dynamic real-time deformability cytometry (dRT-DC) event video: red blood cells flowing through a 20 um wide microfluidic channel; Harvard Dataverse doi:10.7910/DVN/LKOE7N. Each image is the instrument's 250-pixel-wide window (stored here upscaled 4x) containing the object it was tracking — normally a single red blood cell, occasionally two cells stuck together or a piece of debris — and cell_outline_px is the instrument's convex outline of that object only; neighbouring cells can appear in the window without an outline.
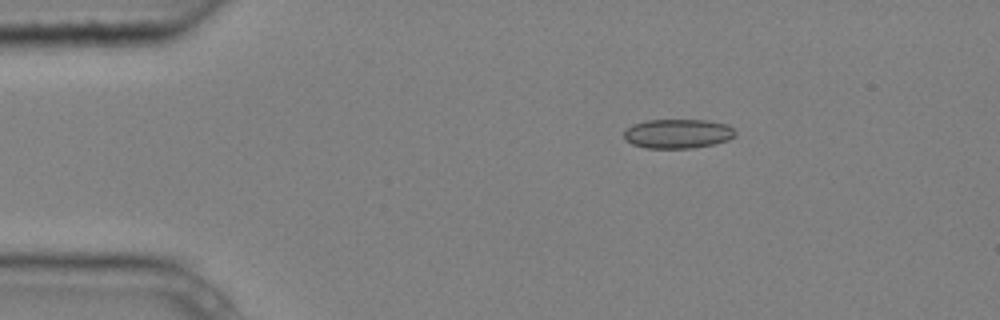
{"species": "common noctule bat (a hibernating species)", "species_latin": "Nyctalus noctula", "temperature_condition": "cold", "stored_images_in_passage": 7, "camera_frame_rate_fps": 3000, "um_per_image_px": 0.085, "animal": {"sex": "male", "body_mass_g": 20.4}, "frame": {"image": 1, "passage_image": 2, "time_ms": 0.333, "image_size_px": [1000, 320], "cell_outline_px": [[736, 136], [728, 140], [712, 144], [692, 148], [644, 148], [632, 144], [624, 140], [624, 132], [632, 124], [648, 120], [708, 120], [728, 124], [736, 132]], "centroid_in_image_um": [57.61, 11.36], "position_along_channel_um": 27.4, "area_um2": 19.13}}
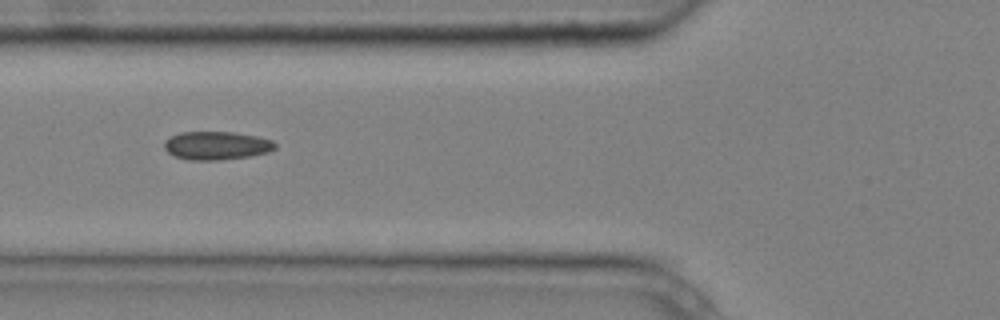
{"frame": {"image": 2, "passage_image": 5, "time_ms": 1.333, "image_size_px": [1000, 320], "cell_outline_px": [[276, 148], [268, 152], [252, 156], [220, 160], [188, 160], [176, 156], [168, 152], [164, 148], [164, 140], [180, 132], [232, 132], [256, 136], [272, 140], [276, 144]], "centroid_in_image_um": [18.41, 12.38], "position_along_channel_um": 107.4, "area_um2": 18.32}}
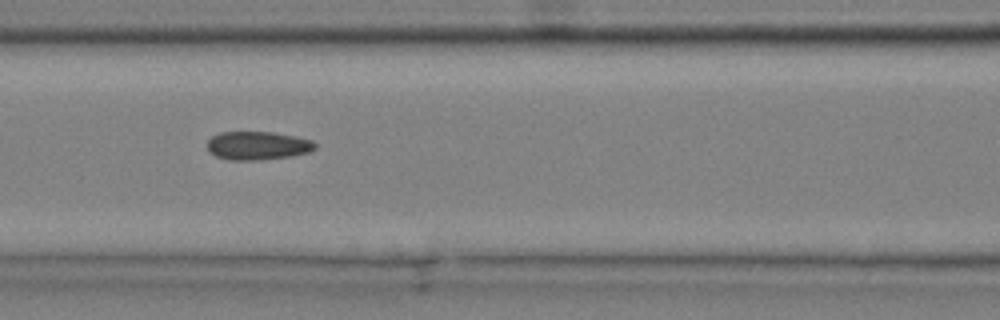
{"frame": {"image": 3, "passage_image": 6, "time_ms": 1.667, "image_size_px": [1000, 320], "cell_outline_px": [[316, 148], [308, 152], [292, 156], [260, 160], [228, 160], [216, 156], [208, 152], [208, 140], [212, 136], [220, 132], [272, 132], [296, 136], [312, 140], [316, 144]], "centroid_in_image_um": [21.89, 12.38], "position_along_channel_um": 144.7, "area_um2": 17.98}}